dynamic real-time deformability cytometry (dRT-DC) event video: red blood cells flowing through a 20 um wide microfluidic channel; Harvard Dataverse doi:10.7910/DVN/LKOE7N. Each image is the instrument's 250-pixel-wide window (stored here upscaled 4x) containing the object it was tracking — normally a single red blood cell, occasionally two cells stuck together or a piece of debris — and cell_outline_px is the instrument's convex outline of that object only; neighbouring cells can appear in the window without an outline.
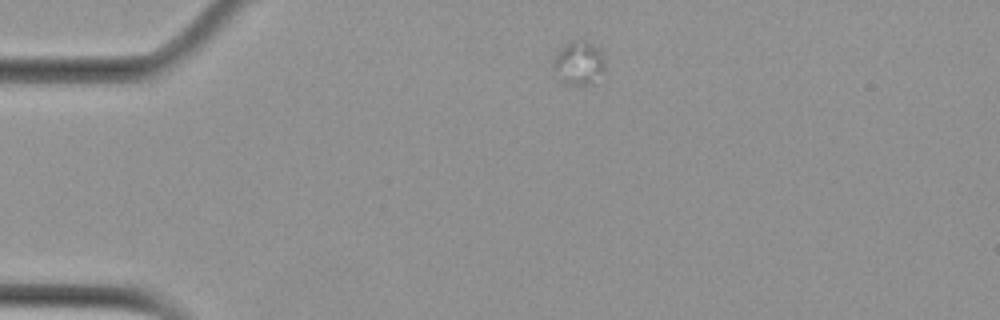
{"species": "Egyptian fruit bat (a non-hibernating species)", "species_latin": "Rousettus aegyptiacus", "temperature_condition": "cold", "stored_images_in_passage": 4, "camera_frame_rate_fps": 3000, "um_per_image_px": 0.085, "animal": {"sex": "female"}, "frame": {"image": 1, "passage_image": 1, "time_ms": 0.0, "image_size_px": [1000, 320], "cell_outline_px": [[608, 76], [596, 84], [560, 84], [556, 80], [552, 64], [552, 60], [560, 48], [572, 40], [584, 40], [596, 48], [604, 56]], "centroid_in_image_um": [49.24, 5.45], "position_along_channel_um": 35.8, "area_um2": 14.1}}